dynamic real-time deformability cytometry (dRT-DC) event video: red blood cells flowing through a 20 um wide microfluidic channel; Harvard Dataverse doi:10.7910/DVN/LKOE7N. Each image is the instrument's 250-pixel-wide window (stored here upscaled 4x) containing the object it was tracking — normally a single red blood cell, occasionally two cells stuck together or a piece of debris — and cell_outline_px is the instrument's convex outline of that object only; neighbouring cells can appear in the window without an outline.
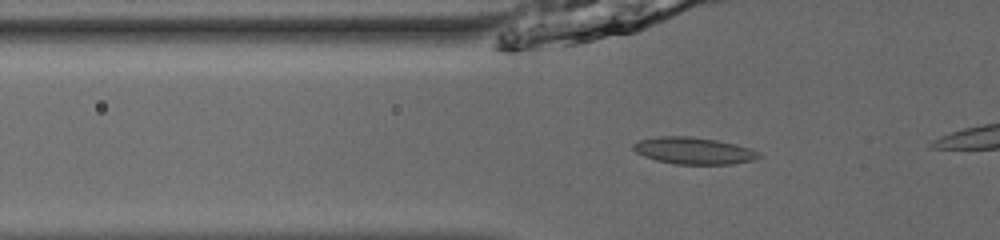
{"species": "common noctule bat (a hibernating species)", "species_latin": "Nyctalus noctula", "temperature_condition": "room temperature", "stored_images_in_passage": 34, "camera_frame_rate_fps": 3000, "um_per_image_px": 0.085, "animal": {"sex": "male", "body_mass_g": 13.0, "forearm_length_mm": 53.1}, "frame": {"image": 1, "passage_image": 6, "time_ms": 1.667, "image_size_px": [1000, 240], "cell_outline_px": [[764, 156], [752, 160], [732, 164], [676, 164], [656, 160], [644, 156], [636, 152], [632, 148], [632, 144], [640, 140], [660, 136], [688, 136], [716, 140], [736, 144], [760, 152]], "centroid_in_image_um": [58.97, 12.81], "position_along_channel_um": 66.8, "area_um2": 19.59}}
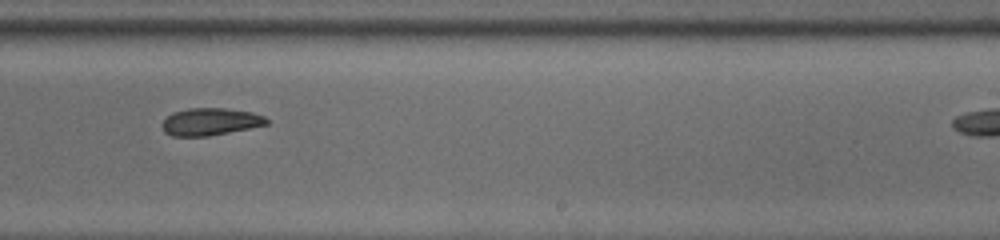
{"frame": {"image": 2, "passage_image": 22, "time_ms": 7.0, "image_size_px": [1000, 240], "cell_outline_px": [[268, 124], [208, 136], [172, 136], [164, 132], [160, 124], [172, 112], [188, 108], [224, 108], [252, 112], [264, 116], [268, 120]], "centroid_in_image_um": [17.83, 10.34], "position_along_channel_um": 271.2, "area_um2": 16.59}}
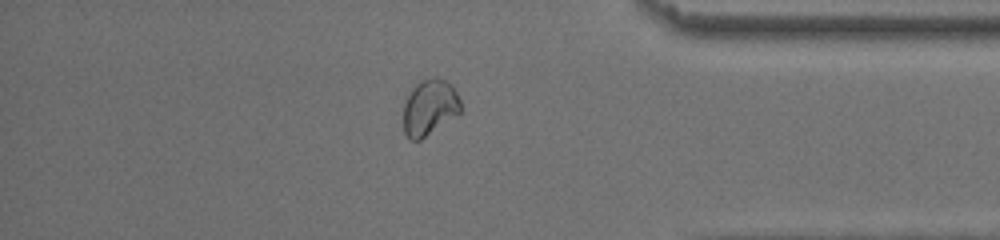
{"frame": {"image": 3, "passage_image": 33, "time_ms": 10.667, "image_size_px": [1000, 240], "cell_outline_px": [[460, 112], [420, 140], [408, 140], [404, 132], [404, 104], [412, 88], [420, 80], [436, 76], [448, 80], [452, 84], [460, 100]], "centroid_in_image_um": [36.51, 9.1], "position_along_channel_um": 398.7, "area_um2": 18.61}}